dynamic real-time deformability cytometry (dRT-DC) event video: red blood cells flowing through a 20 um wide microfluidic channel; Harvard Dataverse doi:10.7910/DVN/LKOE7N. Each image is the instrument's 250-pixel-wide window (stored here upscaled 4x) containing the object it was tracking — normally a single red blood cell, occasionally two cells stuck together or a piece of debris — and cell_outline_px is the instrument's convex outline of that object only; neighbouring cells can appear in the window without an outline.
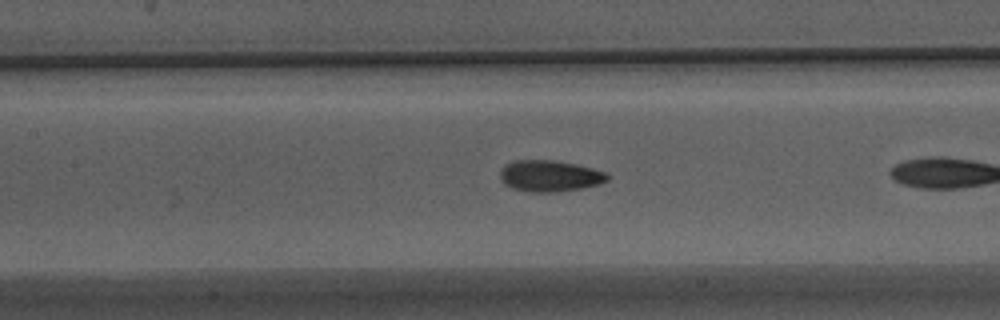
{"species": "Egyptian fruit bat (a non-hibernating species)", "species_latin": "Rousettus aegyptiacus", "temperature_condition": "warm", "stored_images_in_passage": 10, "camera_frame_rate_fps": 3000, "um_per_image_px": 0.085, "animal": {"sex": "male"}, "frame": {"image": 1, "passage_image": 9, "time_ms": 2.667, "image_size_px": [1000, 320], "cell_outline_px": [[608, 180], [600, 184], [580, 188], [556, 192], [532, 192], [512, 188], [504, 184], [500, 180], [500, 172], [512, 160], [552, 160], [576, 164], [592, 168], [604, 172], [608, 176]], "centroid_in_image_um": [46.71, 14.96], "position_along_channel_um": 160.7, "area_um2": 19.42}}